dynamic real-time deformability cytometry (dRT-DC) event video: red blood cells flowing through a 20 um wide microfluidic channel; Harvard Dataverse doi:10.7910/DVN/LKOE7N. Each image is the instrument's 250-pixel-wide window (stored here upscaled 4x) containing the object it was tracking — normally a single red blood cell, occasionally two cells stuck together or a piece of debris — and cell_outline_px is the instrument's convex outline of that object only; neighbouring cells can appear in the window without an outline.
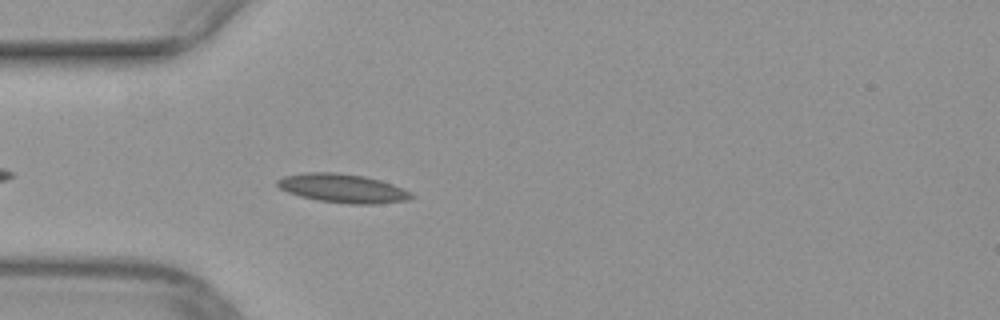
{"species": "common noctule bat (a hibernating species)", "species_latin": "Nyctalus noctula", "temperature_condition": "warm", "stored_images_in_passage": 40, "camera_frame_rate_fps": 3000, "um_per_image_px": 0.085, "animal": {"sex": "female", "body_mass_g": 29.2, "forearm_length_mm": 56.3}, "frame": {"image": 1, "passage_image": 4, "time_ms": 1.0, "image_size_px": [1000, 320], "cell_outline_px": [[416, 196], [408, 200], [376, 204], [348, 204], [316, 200], [300, 196], [288, 192], [280, 188], [276, 184], [276, 180], [284, 176], [304, 172], [336, 172], [364, 176], [380, 180], [392, 184], [412, 192]], "centroid_in_image_um": [29.14, 16.01], "position_along_channel_um": 55.9, "area_um2": 22.66}}
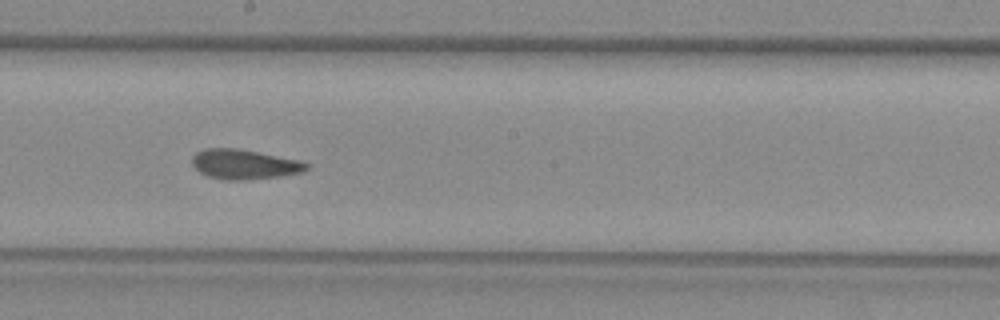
{"frame": {"image": 2, "passage_image": 17, "time_ms": 5.333, "image_size_px": [1000, 320], "cell_outline_px": [[308, 168], [300, 172], [280, 176], [240, 180], [224, 180], [208, 176], [200, 172], [192, 164], [192, 156], [196, 152], [204, 148], [236, 148], [300, 160], [308, 164]], "centroid_in_image_um": [20.72, 13.96], "position_along_channel_um": 227.5, "area_um2": 19.65}}
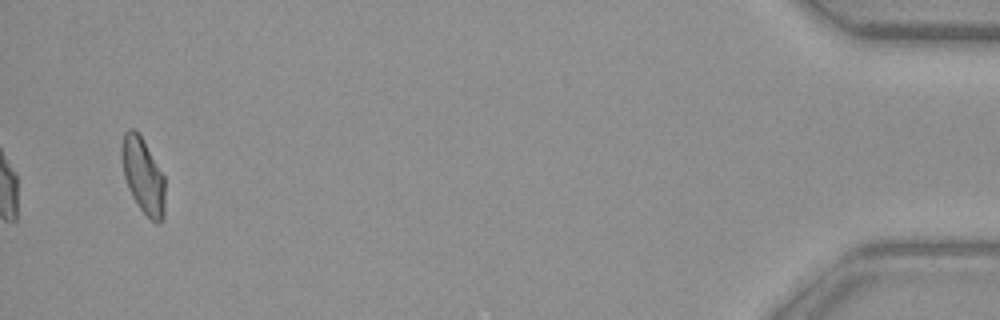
{"frame": {"image": 3, "passage_image": 38, "time_ms": 12.333, "image_size_px": [1000, 320], "cell_outline_px": [[164, 216], [160, 224], [156, 224], [140, 208], [132, 196], [128, 188], [124, 176], [120, 156], [120, 148], [124, 132], [128, 128], [132, 128], [140, 136], [164, 176]], "centroid_in_image_um": [12.13, 14.94], "position_along_channel_um": 423.1, "area_um2": 18.9}}